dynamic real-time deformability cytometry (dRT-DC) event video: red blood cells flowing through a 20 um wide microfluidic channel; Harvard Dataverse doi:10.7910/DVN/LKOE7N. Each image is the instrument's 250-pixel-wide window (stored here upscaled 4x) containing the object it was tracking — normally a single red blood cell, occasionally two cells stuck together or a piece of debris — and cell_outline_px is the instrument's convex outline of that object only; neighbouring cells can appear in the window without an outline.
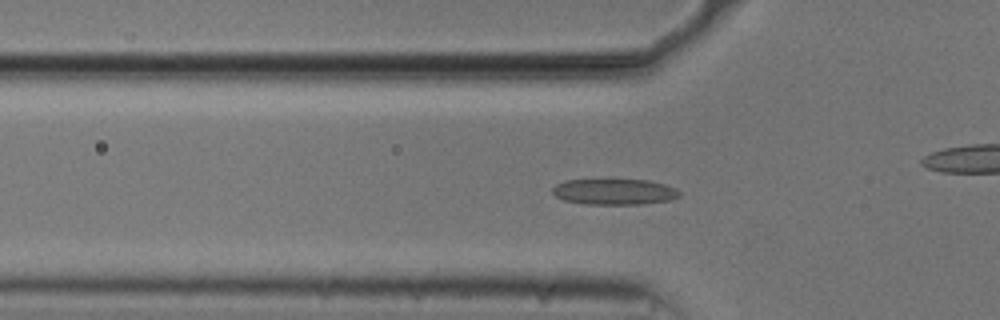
{"species": "common noctule bat (a hibernating species)", "species_latin": "Nyctalus noctula", "temperature_condition": "cold", "stored_images_in_passage": 54, "camera_frame_rate_fps": 3000, "um_per_image_px": 0.085, "animal": {"sex": "male", "body_mass_g": 20.5, "forearm_length_mm": 52.5}, "frame": {"image": 1, "passage_image": 17, "time_ms": 5.333, "image_size_px": [1000, 320], "cell_outline_px": [[680, 196], [668, 200], [640, 204], [584, 204], [564, 200], [556, 196], [552, 192], [552, 188], [556, 184], [564, 180], [648, 180], [664, 184], [676, 188], [680, 192]], "centroid_in_image_um": [52.2, 16.3], "position_along_channel_um": 73.6, "area_um2": 19.02}}
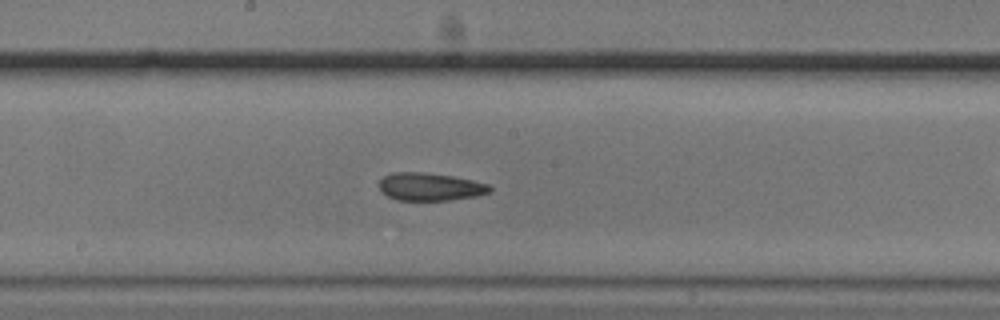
{"frame": {"image": 2, "passage_image": 28, "time_ms": 9.0, "image_size_px": [1000, 320], "cell_outline_px": [[492, 192], [476, 196], [448, 200], [396, 200], [380, 192], [380, 180], [384, 176], [392, 172], [424, 172], [452, 176], [472, 180], [488, 184], [492, 188]], "centroid_in_image_um": [36.55, 15.87], "position_along_channel_um": 211.6, "area_um2": 17.98}}
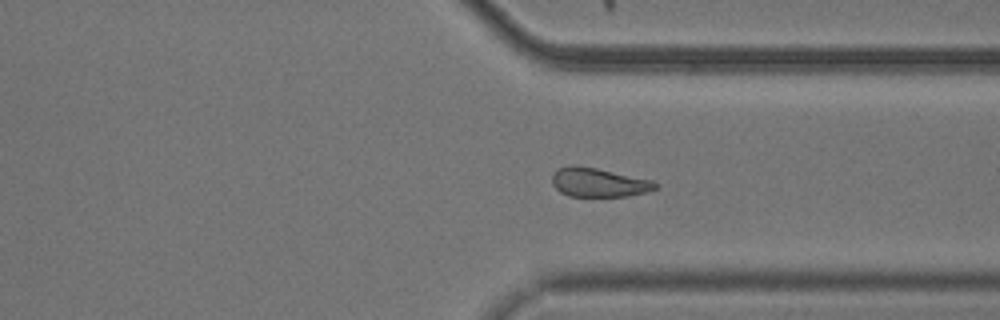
{"frame": {"image": 3, "passage_image": 40, "time_ms": 13.0, "image_size_px": [1000, 320], "cell_outline_px": [[660, 188], [648, 192], [628, 196], [568, 196], [560, 192], [552, 184], [552, 176], [556, 168], [568, 164], [576, 164], [596, 168], [652, 180], [660, 184]], "centroid_in_image_um": [50.89, 15.49], "position_along_channel_um": 360.5, "area_um2": 17.8}, "authors_computed_cell_mechanics": {"area_um2": 18.6694, "velocity_mm_per_s": 3.7336, "shape_relaxation_time_tau1_ms": null, "shape_relaxation_time_tau2_ms": 8.944, "deformation_change_tau1": null, "deformation_change_tau2": 0.1699}}